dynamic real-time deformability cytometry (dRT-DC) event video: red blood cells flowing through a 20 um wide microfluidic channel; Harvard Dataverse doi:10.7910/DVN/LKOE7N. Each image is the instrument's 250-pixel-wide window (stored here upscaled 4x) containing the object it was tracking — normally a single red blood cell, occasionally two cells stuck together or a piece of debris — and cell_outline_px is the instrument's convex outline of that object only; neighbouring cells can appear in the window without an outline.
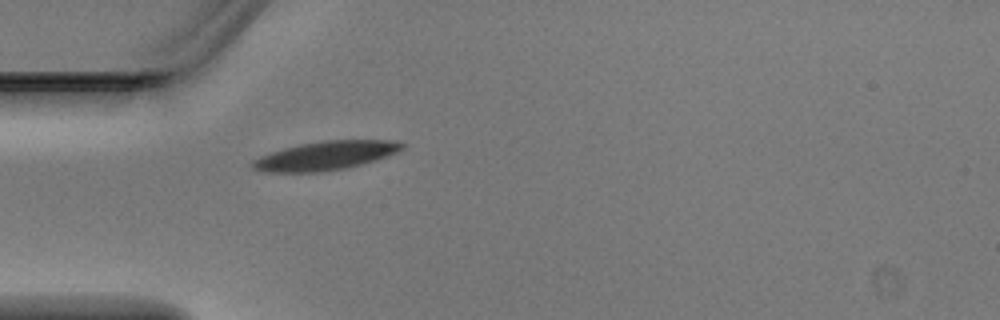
{"species": "Egyptian fruit bat (a non-hibernating species)", "species_latin": "Rousettus aegyptiacus", "temperature_condition": "warm", "stored_images_in_passage": 1, "camera_frame_rate_fps": 3000, "um_per_image_px": 0.085, "animal": {"sex": "male"}, "frame": {"image": 1, "passage_image": 1, "time_ms": 0.0, "image_size_px": [1000, 320], "cell_outline_px": [[404, 148], [396, 152], [360, 164], [344, 168], [320, 172], [264, 172], [252, 168], [248, 164], [252, 160], [260, 156], [284, 148], [300, 144], [324, 140], [396, 140], [404, 144]], "centroid_in_image_um": [27.6, 13.23], "position_along_channel_um": 57.4, "area_um2": 24.85}}